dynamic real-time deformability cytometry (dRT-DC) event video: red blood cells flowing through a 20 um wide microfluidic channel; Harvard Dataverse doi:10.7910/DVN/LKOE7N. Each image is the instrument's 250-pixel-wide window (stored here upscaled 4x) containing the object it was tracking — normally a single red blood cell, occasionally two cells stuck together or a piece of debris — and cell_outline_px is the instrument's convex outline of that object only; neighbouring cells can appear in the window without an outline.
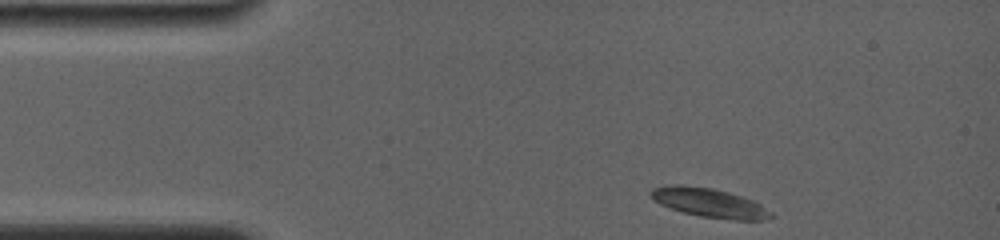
{"species": "common noctule bat (a hibernating species)", "species_latin": "Nyctalus noctula", "temperature_condition": "room temperature", "stored_images_in_passage": 21, "camera_frame_rate_fps": 4000, "um_per_image_px": 0.085, "animal": {"sex": "female", "body_mass_g": 19.0, "forearm_length_mm": 56.7}, "frame": {"image": 1, "passage_image": 1, "time_ms": 0.0, "image_size_px": [1000, 240], "cell_outline_px": [[776, 216], [764, 220], [736, 220], [700, 216], [684, 212], [660, 204], [652, 200], [648, 192], [652, 188], [672, 184], [680, 184], [712, 188], [728, 192], [756, 200], [772, 212]], "centroid_in_image_um": [60.32, 17.23], "position_along_channel_um": 24.7, "area_um2": 20.63}}
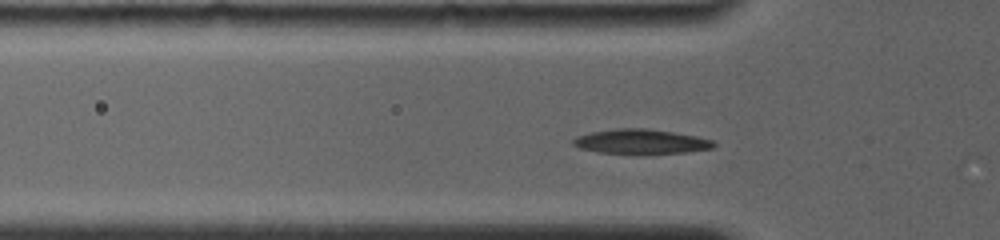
{"frame": {"image": 2, "passage_image": 12, "time_ms": 2.75, "image_size_px": [1000, 240], "cell_outline_px": [[716, 144], [712, 148], [684, 152], [600, 152], [580, 148], [572, 144], [572, 140], [576, 136], [592, 132], [616, 128], [648, 128], [696, 136], [712, 140]], "centroid_in_image_um": [54.45, 12.0], "position_along_channel_um": 71.3, "area_um2": 19.48}}
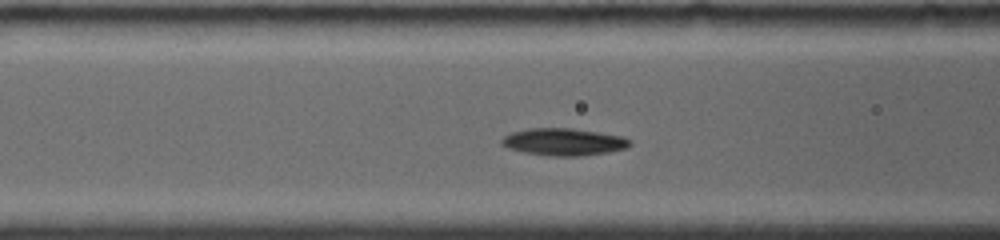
{"frame": {"image": 3, "passage_image": 17, "time_ms": 4.0, "image_size_px": [1000, 240], "cell_outline_px": [[632, 144], [624, 148], [608, 152], [576, 156], [548, 156], [524, 152], [508, 148], [500, 144], [500, 140], [504, 136], [512, 132], [528, 128], [572, 128], [620, 136], [632, 140]], "centroid_in_image_um": [47.87, 12.06], "position_along_channel_um": 118.7, "area_um2": 20.23}}